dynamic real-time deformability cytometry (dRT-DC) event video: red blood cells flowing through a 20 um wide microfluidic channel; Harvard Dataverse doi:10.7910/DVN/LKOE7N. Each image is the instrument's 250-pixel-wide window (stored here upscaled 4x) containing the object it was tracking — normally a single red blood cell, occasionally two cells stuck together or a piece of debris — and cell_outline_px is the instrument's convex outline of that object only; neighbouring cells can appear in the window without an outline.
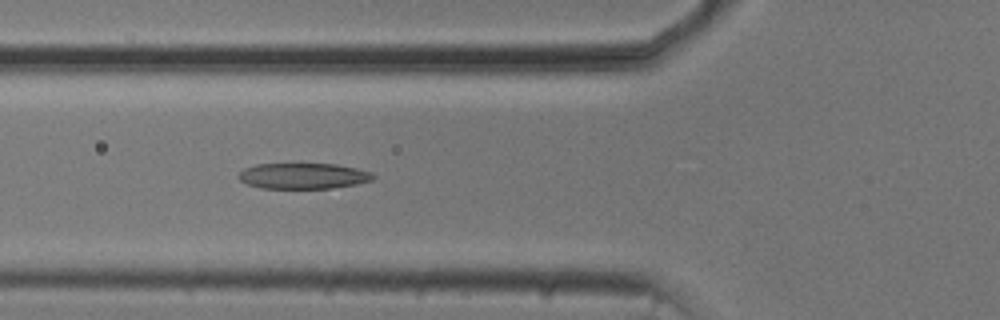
{"species": "common noctule bat (a hibernating species)", "species_latin": "Nyctalus noctula", "temperature_condition": "cold", "stored_images_in_passage": 53, "camera_frame_rate_fps": 3000, "um_per_image_px": 0.085, "animal": {"sex": "male", "body_mass_g": 20.5, "forearm_length_mm": 52.5}, "frame": {"image": 1, "passage_image": 19, "time_ms": 6.0, "image_size_px": [1000, 320], "cell_outline_px": [[376, 176], [372, 180], [356, 184], [332, 188], [260, 188], [248, 184], [240, 180], [236, 176], [244, 168], [256, 164], [336, 164], [356, 168], [372, 172]], "centroid_in_image_um": [25.77, 14.95], "position_along_channel_um": 100.0, "area_um2": 20.23}}
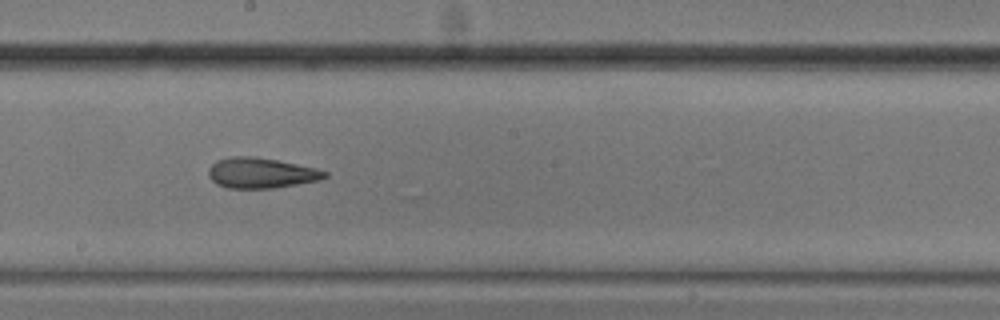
{"frame": {"image": 2, "passage_image": 29, "time_ms": 9.333, "image_size_px": [1000, 320], "cell_outline_px": [[328, 176], [320, 180], [276, 188], [228, 188], [216, 184], [208, 176], [208, 168], [216, 160], [228, 156], [252, 156], [276, 160], [316, 168], [328, 172]], "centroid_in_image_um": [22.17, 14.7], "position_along_channel_um": 226.0, "area_um2": 20.75}}
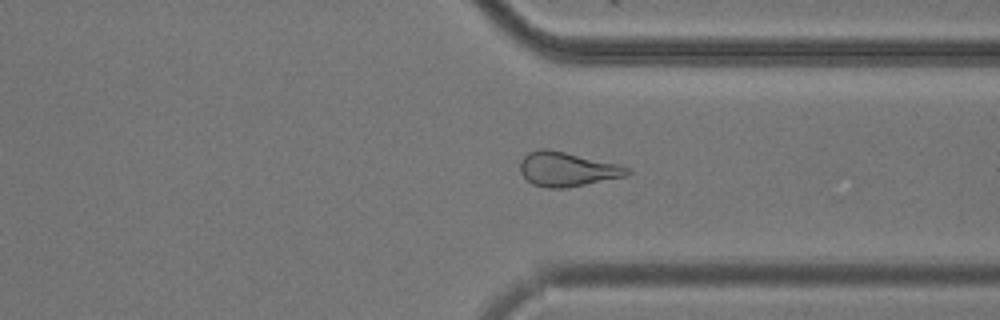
{"frame": {"image": 3, "passage_image": 40, "time_ms": 13.0, "image_size_px": [1000, 320], "cell_outline_px": [[632, 172], [624, 176], [564, 188], [544, 188], [532, 184], [520, 172], [520, 164], [524, 156], [528, 152], [540, 148], [548, 148], [620, 164], [628, 168]], "centroid_in_image_um": [48.18, 14.36], "position_along_channel_um": 363.2, "area_um2": 21.39}, "authors_computed_cell_mechanics": {"area_um2": 21.7906, "velocity_mm_per_s": 3.754, "shape_relaxation_time_tau1_ms": 9.5272, "shape_relaxation_time_tau2_ms": 2.6252, "deformation_change_tau1": 0.2469, "deformation_change_tau2": 0.1243}}